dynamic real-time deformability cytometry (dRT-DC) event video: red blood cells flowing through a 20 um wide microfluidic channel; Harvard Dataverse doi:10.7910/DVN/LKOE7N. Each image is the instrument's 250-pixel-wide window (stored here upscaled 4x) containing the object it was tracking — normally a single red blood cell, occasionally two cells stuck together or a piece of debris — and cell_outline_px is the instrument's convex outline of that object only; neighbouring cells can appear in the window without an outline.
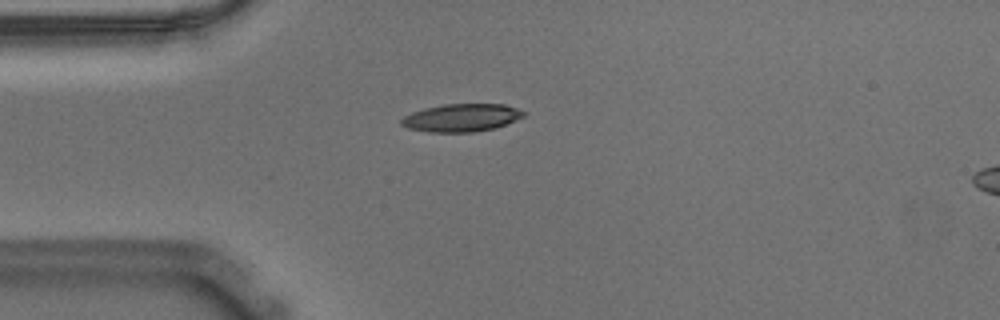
{"species": "Egyptian fruit bat (a non-hibernating species)", "species_latin": "Rousettus aegyptiacus", "temperature_condition": "warm", "stored_images_in_passage": 42, "camera_frame_rate_fps": 3000, "um_per_image_px": 0.085, "animal": {"sex": "male"}, "frame": {"image": 1, "passage_image": 1, "time_ms": 0.0, "image_size_px": [1000, 320], "cell_outline_px": [[528, 112], [524, 116], [516, 120], [496, 128], [472, 132], [428, 132], [408, 128], [400, 124], [400, 120], [404, 116], [412, 112], [424, 108], [444, 104], [504, 104]], "centroid_in_image_um": [39.23, 10.0], "position_along_channel_um": 45.8, "area_um2": 19.94}}
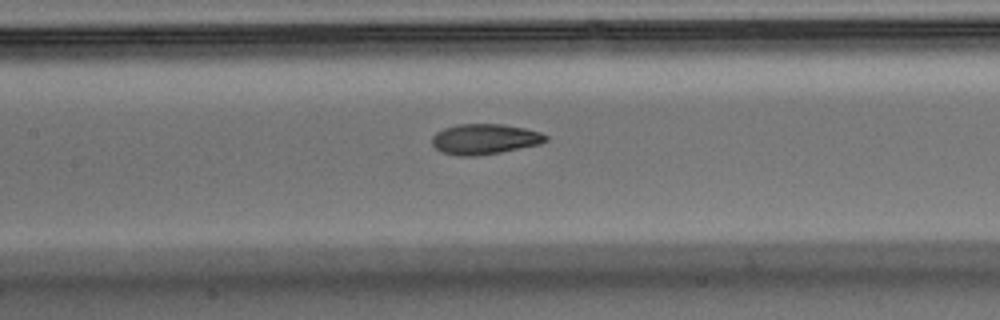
{"frame": {"image": 2, "passage_image": 12, "time_ms": 3.667, "image_size_px": [1000, 320], "cell_outline_px": [[548, 140], [540, 144], [500, 152], [476, 156], [460, 156], [444, 152], [436, 148], [432, 144], [432, 136], [436, 132], [444, 128], [456, 124], [504, 124], [524, 128], [540, 132], [548, 136]], "centroid_in_image_um": [41.2, 11.81], "position_along_channel_um": 166.2, "area_um2": 20.11}}
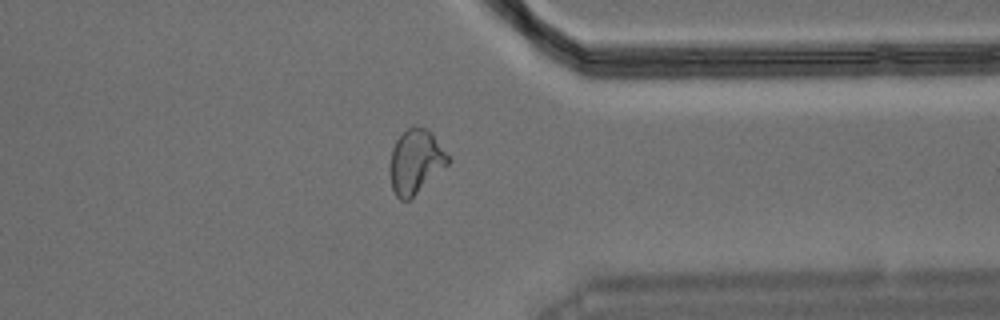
{"frame": {"image": 3, "passage_image": 30, "time_ms": 9.667, "image_size_px": [1000, 320], "cell_outline_px": [[452, 160], [448, 164], [408, 200], [400, 200], [396, 196], [392, 188], [388, 172], [388, 168], [392, 148], [396, 140], [408, 128], [428, 128], [432, 132]], "centroid_in_image_um": [35.31, 13.73], "position_along_channel_um": 376.1, "area_um2": 21.62}, "authors_computed_cell_mechanics": {"area_um2": 20.6057, "velocity_mm_per_s": 3.6104, "shape_relaxation_time_tau1_ms": 4.3725, "shape_relaxation_time_tau2_ms": 1.7344, "deformation_change_tau1": 0.1944, "deformation_change_tau2": 0.0801}}